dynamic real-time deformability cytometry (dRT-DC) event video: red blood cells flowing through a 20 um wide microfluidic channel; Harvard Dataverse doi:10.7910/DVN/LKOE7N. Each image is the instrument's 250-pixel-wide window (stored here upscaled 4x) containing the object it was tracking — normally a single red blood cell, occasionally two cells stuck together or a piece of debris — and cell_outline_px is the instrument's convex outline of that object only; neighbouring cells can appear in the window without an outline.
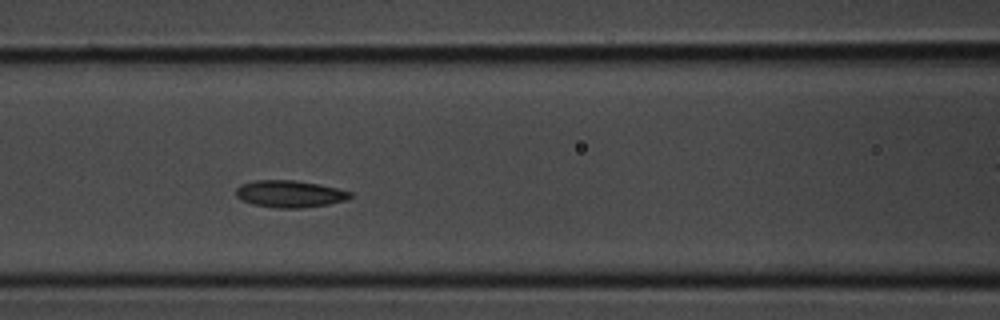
{"species": "common noctule bat (a hibernating species)", "species_latin": "Nyctalus noctula", "temperature_condition": "room temperature", "stored_images_in_passage": 27, "camera_frame_rate_fps": 3000, "um_per_image_px": 0.085, "animal": {"sex": "male", "body_mass_g": 20.1, "forearm_length_mm": 53.5}, "frame": {"image": 1, "passage_image": 8, "time_ms": 2.333, "image_size_px": [1000, 320], "cell_outline_px": [[352, 196], [348, 200], [328, 204], [300, 208], [276, 208], [252, 204], [240, 200], [236, 196], [236, 188], [240, 184], [256, 180], [292, 180], [316, 184], [336, 188], [352, 192]], "centroid_in_image_um": [24.6, 16.49], "position_along_channel_um": 142.0, "area_um2": 17.98}}
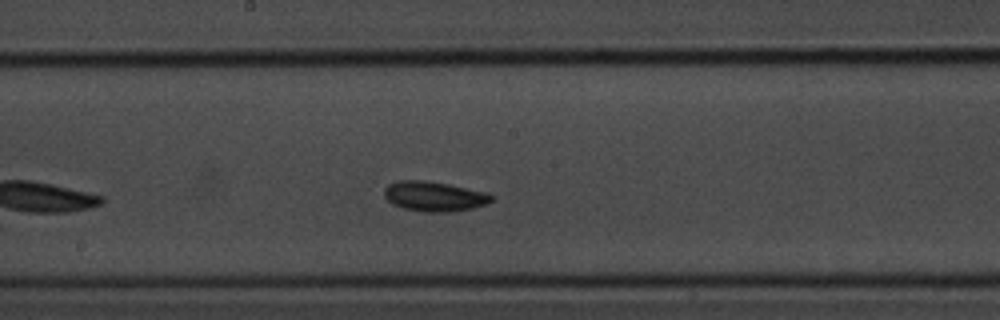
{"frame": {"image": 2, "passage_image": 12, "time_ms": 3.667, "image_size_px": [1000, 320], "cell_outline_px": [[496, 196], [488, 204], [472, 208], [448, 212], [424, 212], [404, 208], [392, 204], [384, 196], [384, 188], [388, 184], [400, 180], [424, 180], [448, 184], [488, 192]], "centroid_in_image_um": [36.94, 16.69], "position_along_channel_um": 211.3, "area_um2": 18.84}}
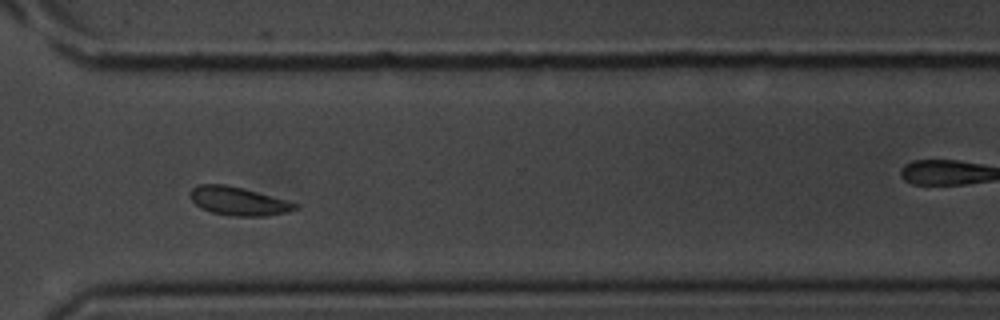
{"frame": {"image": 3, "passage_image": 20, "time_ms": 6.333, "image_size_px": [1000, 320], "cell_outline_px": [[300, 208], [288, 212], [264, 216], [232, 216], [212, 212], [200, 208], [188, 196], [188, 192], [192, 188], [200, 184], [224, 184], [256, 192], [300, 204]], "centroid_in_image_um": [20.24, 17.1], "position_along_channel_um": 350.4, "area_um2": 17.34}}